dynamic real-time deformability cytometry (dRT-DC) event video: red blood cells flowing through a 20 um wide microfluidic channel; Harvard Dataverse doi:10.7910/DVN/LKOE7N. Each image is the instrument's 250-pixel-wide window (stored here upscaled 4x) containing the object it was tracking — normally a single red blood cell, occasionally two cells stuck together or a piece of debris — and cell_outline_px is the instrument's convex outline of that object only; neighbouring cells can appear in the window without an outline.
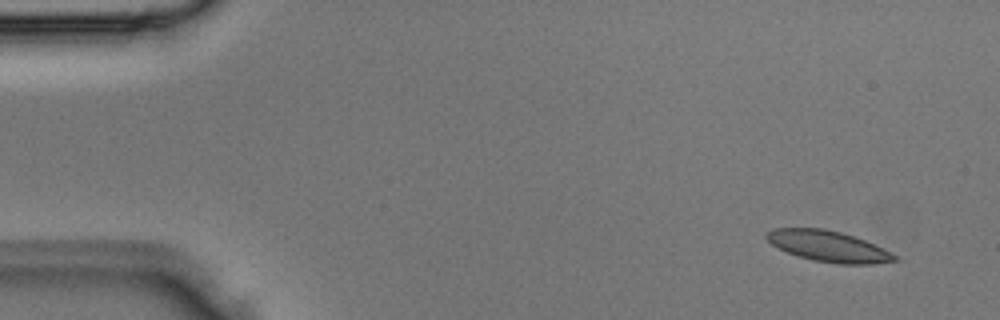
{"species": "Egyptian fruit bat (a non-hibernating species)", "species_latin": "Rousettus aegyptiacus", "temperature_condition": "room temperature", "stored_images_in_passage": 3, "segment_of_instrument_passage": [2, 2], "camera_frame_rate_fps": 3000, "um_per_image_px": 0.085, "animal": {"sex": "male"}, "frame": {"image": 1, "passage_image": 3, "time_ms": 0.667, "image_size_px": [1000, 320], "cell_outline_px": [[900, 260], [872, 264], [840, 264], [812, 260], [788, 252], [772, 244], [764, 236], [772, 228], [824, 228], [840, 232], [864, 240], [884, 248], [896, 256]], "centroid_in_image_um": [70.42, 20.93], "position_along_channel_um": 14.6, "area_um2": 22.83}}